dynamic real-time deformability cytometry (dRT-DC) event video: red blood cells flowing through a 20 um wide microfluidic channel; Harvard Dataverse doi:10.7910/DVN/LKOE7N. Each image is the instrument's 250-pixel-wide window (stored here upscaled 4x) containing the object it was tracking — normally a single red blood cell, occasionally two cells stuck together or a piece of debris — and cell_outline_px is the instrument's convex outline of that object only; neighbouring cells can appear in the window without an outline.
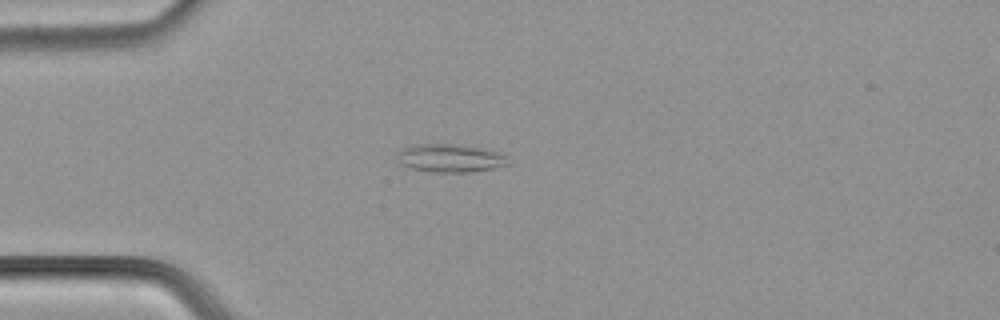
{"species": "common noctule bat (a hibernating species)", "species_latin": "Nyctalus noctula", "temperature_condition": "cold", "stored_images_in_passage": 41, "camera_frame_rate_fps": 3000, "um_per_image_px": 0.085, "animal": {"sex": "male", "body_mass_g": 21.5, "forearm_length_mm": 52.0}, "frame": {"image": 1, "passage_image": 1, "time_ms": 0.0, "image_size_px": [1000, 320], "cell_outline_px": [[508, 164], [492, 168], [468, 172], [432, 172], [412, 168], [400, 164], [400, 152], [404, 148], [416, 144], [456, 144], [496, 152], [508, 156]], "centroid_in_image_um": [38.27, 13.45], "position_along_channel_um": 46.7, "area_um2": 17.63}}
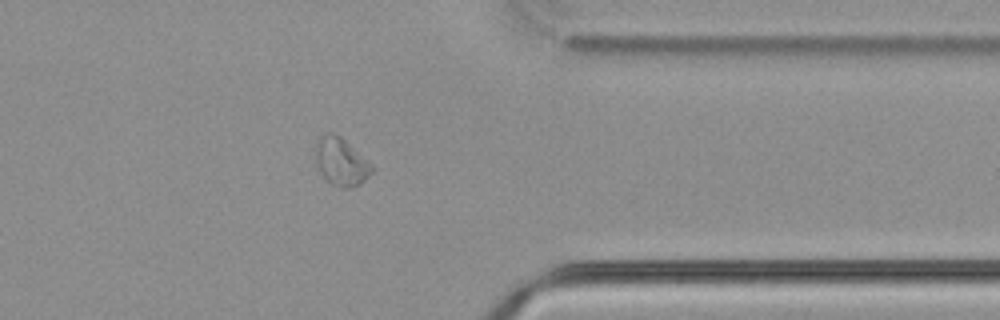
{"frame": {"image": 2, "passage_image": 30, "time_ms": 9.667, "image_size_px": [1000, 320], "cell_outline_px": [[376, 168], [360, 184], [352, 188], [340, 188], [332, 184], [324, 176], [316, 164], [316, 140], [320, 136], [328, 132], [332, 132], [340, 136], [372, 164]], "centroid_in_image_um": [29.0, 13.75], "position_along_channel_um": 382.4, "area_um2": 15.61}}
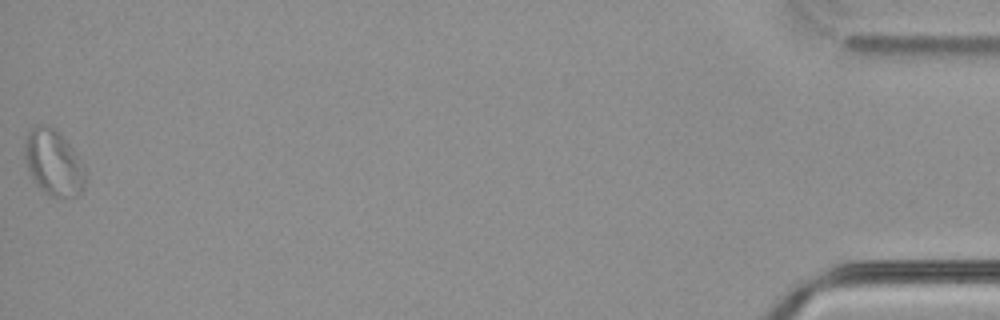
{"frame": {"image": 3, "passage_image": 41, "time_ms": 13.333, "image_size_px": [1000, 320], "cell_outline_px": [[84, 188], [76, 196], [52, 196], [44, 192], [32, 180], [24, 156], [24, 144], [28, 132], [36, 124], [40, 124], [52, 128], [68, 144], [84, 164]], "centroid_in_image_um": [4.52, 13.84], "position_along_channel_um": 430.7, "area_um2": 22.72}}